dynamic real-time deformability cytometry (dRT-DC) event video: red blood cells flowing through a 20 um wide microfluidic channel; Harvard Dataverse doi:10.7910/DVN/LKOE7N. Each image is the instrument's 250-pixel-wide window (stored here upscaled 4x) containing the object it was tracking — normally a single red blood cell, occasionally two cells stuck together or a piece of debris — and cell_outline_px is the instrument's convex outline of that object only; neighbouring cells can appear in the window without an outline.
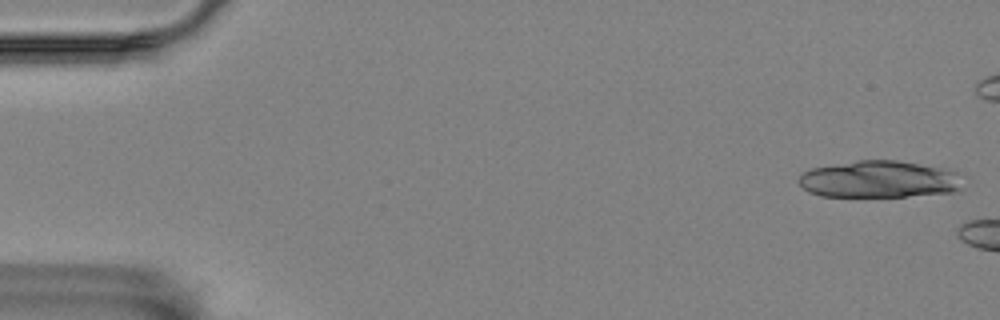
{"species": "Egyptian fruit bat (a non-hibernating species)", "species_latin": "Rousettus aegyptiacus", "temperature_condition": "room temperature", "stored_images_in_passage": 3, "camera_frame_rate_fps": 3000, "um_per_image_px": 0.085, "animal": {"sex": "female"}, "frame": {"image": 1, "passage_image": 1, "time_ms": 0.0, "image_size_px": [1000, 320], "cell_outline_px": [[960, 188], [952, 192], [904, 196], [820, 196], [808, 192], [796, 180], [804, 172], [812, 168], [856, 160], [896, 160], [948, 168], [956, 172]], "centroid_in_image_um": [74.68, 15.23], "position_along_channel_um": 10.3, "area_um2": 35.14}}